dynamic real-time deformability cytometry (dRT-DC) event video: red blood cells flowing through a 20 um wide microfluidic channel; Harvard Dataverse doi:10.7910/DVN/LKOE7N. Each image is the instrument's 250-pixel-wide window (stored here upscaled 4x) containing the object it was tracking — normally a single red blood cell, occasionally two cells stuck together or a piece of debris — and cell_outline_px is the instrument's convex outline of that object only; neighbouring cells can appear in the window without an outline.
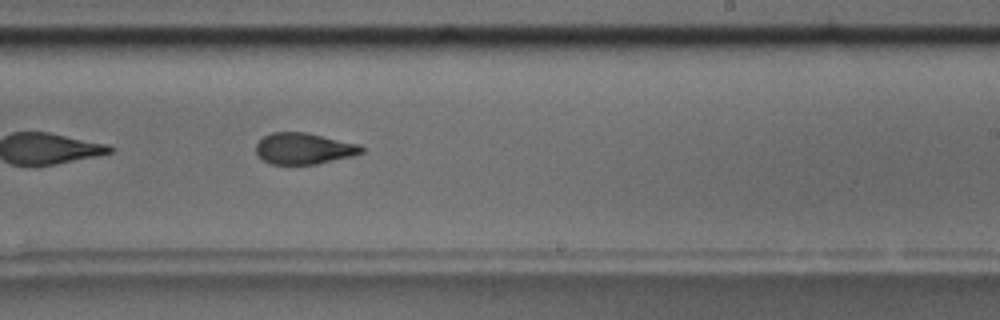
{"species": "common noctule bat (a hibernating species)", "species_latin": "Nyctalus noctula", "temperature_condition": "room temperature", "stored_images_in_passage": 42, "camera_frame_rate_fps": 3000, "um_per_image_px": 0.085, "animal": {"sex": "male", "body_mass_g": 17.5, "forearm_length_mm": 52.3}, "frame": {"image": 1, "passage_image": 19, "time_ms": 6.0, "image_size_px": [1000, 320], "cell_outline_px": [[364, 152], [352, 156], [316, 164], [272, 164], [264, 160], [256, 152], [256, 144], [264, 136], [272, 132], [304, 132], [360, 144], [364, 148]], "centroid_in_image_um": [25.84, 12.62], "position_along_channel_um": 263.2, "area_um2": 19.07}, "authors_computed_cell_mechanics": {"area_um2": 20.0566, "velocity_mm_per_s": 3.4534, "shape_relaxation_time_tau1_ms": 8.2671, "shape_relaxation_time_tau2_ms": 1.9086, "deformation_change_tau1": 0.1776, "deformation_change_tau2": 0.0769}}